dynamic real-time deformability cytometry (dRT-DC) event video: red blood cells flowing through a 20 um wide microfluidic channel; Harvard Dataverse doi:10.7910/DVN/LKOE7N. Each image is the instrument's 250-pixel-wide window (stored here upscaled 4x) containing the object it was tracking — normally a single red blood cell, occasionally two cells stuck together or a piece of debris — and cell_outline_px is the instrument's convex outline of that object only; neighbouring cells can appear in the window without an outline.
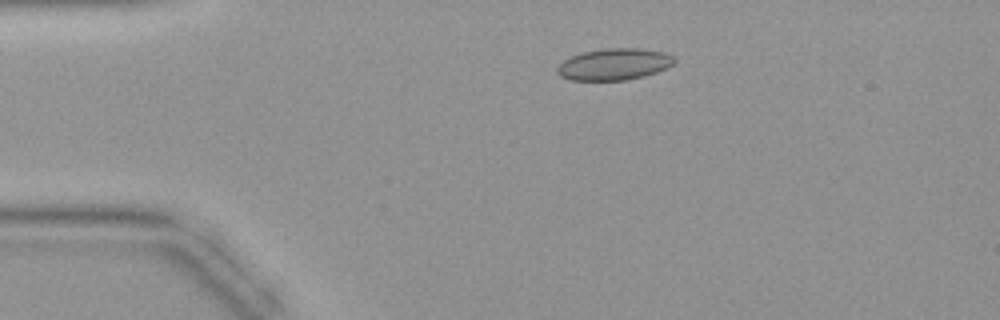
{"species": "common noctule bat (a hibernating species)", "species_latin": "Nyctalus noctula", "temperature_condition": "warm", "stored_images_in_passage": 44, "camera_frame_rate_fps": 3000, "um_per_image_px": 0.085, "animal": {"sex": "female", "body_mass_g": 19.9}, "frame": {"image": 1, "passage_image": 9, "time_ms": 2.667, "image_size_px": [1000, 320], "cell_outline_px": [[676, 60], [668, 68], [644, 76], [628, 80], [572, 80], [560, 76], [556, 72], [556, 68], [564, 60], [580, 52], [604, 48], [636, 48], [664, 52], [672, 56]], "centroid_in_image_um": [52.19, 5.46], "position_along_channel_um": 32.8, "area_um2": 21.62}}
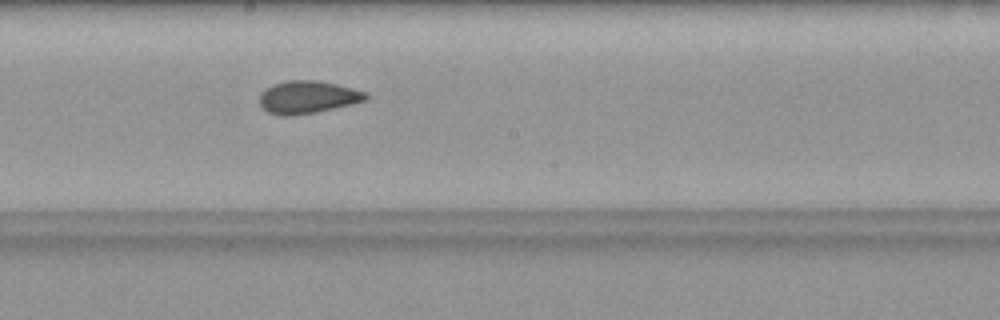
{"frame": {"image": 2, "passage_image": 24, "time_ms": 7.667, "image_size_px": [1000, 320], "cell_outline_px": [[368, 100], [352, 104], [316, 112], [296, 116], [280, 116], [268, 112], [260, 104], [260, 92], [276, 84], [288, 80], [316, 80], [336, 84], [368, 92]], "centroid_in_image_um": [26.18, 8.27], "position_along_channel_um": 222.0, "area_um2": 20.23}}
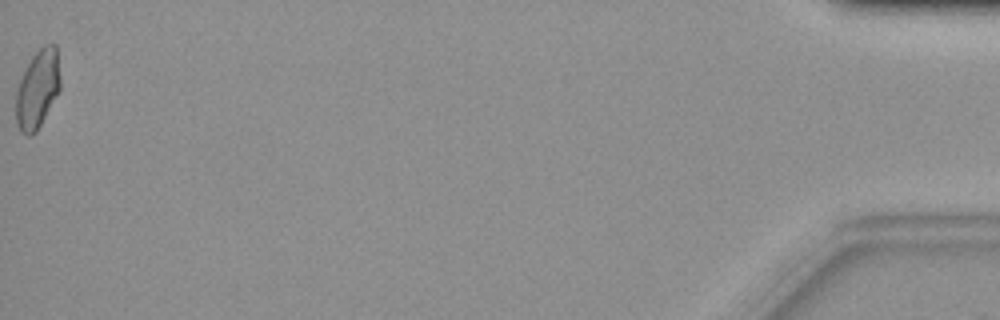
{"frame": {"image": 3, "passage_image": 44, "time_ms": 14.333, "image_size_px": [1000, 320], "cell_outline_px": [[60, 88], [36, 132], [28, 136], [20, 132], [16, 124], [16, 92], [24, 68], [32, 56], [44, 44], [56, 44], [60, 76]], "centroid_in_image_um": [3.18, 7.56], "position_along_channel_um": 432.0, "area_um2": 20.17}}